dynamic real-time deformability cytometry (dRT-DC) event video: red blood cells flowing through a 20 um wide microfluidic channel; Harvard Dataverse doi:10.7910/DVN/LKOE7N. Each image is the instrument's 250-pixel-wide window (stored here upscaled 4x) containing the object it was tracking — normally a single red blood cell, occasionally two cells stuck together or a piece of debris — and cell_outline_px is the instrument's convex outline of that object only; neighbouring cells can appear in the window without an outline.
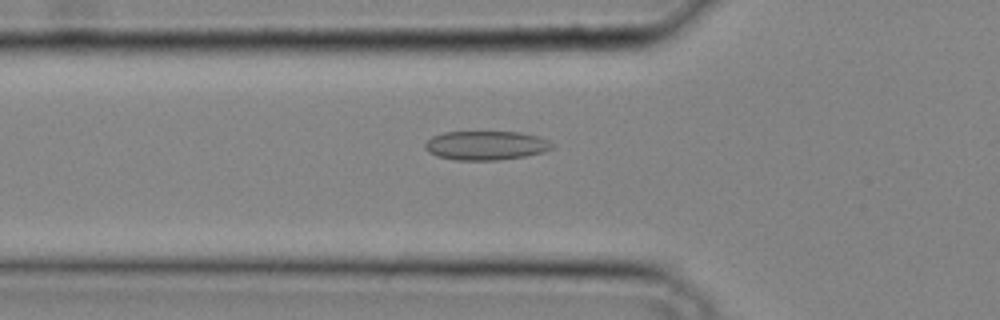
{"species": "common noctule bat (a hibernating species)", "species_latin": "Nyctalus noctula", "temperature_condition": "cold", "stored_images_in_passage": 30, "camera_frame_rate_fps": 3000, "um_per_image_px": 0.085, "animal": {"sex": "male", "body_mass_g": 20.4}, "frame": {"image": 1, "passage_image": 9, "time_ms": 2.667, "image_size_px": [1000, 320], "cell_outline_px": [[552, 148], [544, 152], [524, 156], [496, 160], [456, 160], [436, 156], [428, 152], [424, 148], [424, 144], [432, 136], [444, 132], [520, 132], [536, 136], [548, 140], [552, 144]], "centroid_in_image_um": [41.26, 12.36], "position_along_channel_um": 84.5, "area_um2": 21.44}}
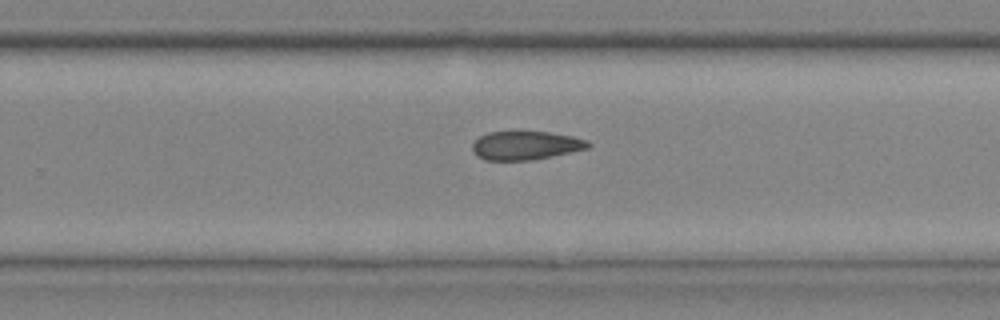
{"frame": {"image": 2, "passage_image": 20, "time_ms": 6.333, "image_size_px": [1000, 320], "cell_outline_px": [[592, 144], [588, 148], [552, 156], [532, 160], [484, 160], [476, 156], [472, 148], [472, 144], [480, 136], [488, 132], [548, 132], [572, 136], [588, 140]], "centroid_in_image_um": [44.68, 12.37], "position_along_channel_um": 285.1, "area_um2": 19.25}}
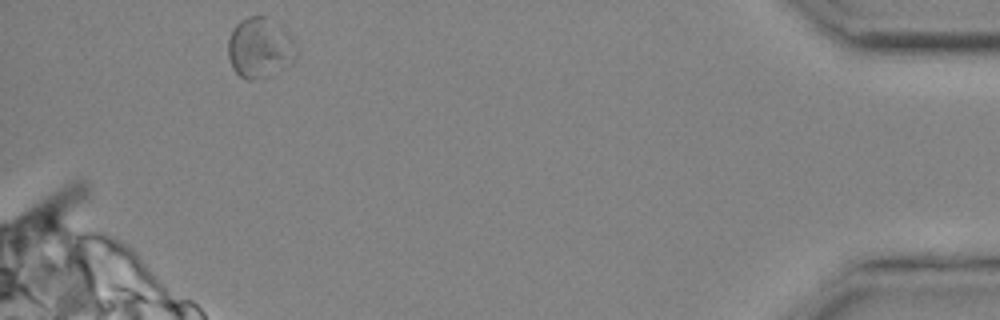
{"frame": {"image": 3, "passage_image": 30, "time_ms": 9.667, "image_size_px": [1000, 320], "cell_outline_px": [[296, 60], [292, 64], [252, 80], [248, 80], [240, 76], [232, 68], [228, 56], [228, 40], [232, 28], [240, 20], [248, 16], [264, 16], [280, 24], [288, 32], [292, 40], [296, 52]], "centroid_in_image_um": [22.06, 4.03], "position_along_channel_um": 413.1, "area_um2": 23.81}}